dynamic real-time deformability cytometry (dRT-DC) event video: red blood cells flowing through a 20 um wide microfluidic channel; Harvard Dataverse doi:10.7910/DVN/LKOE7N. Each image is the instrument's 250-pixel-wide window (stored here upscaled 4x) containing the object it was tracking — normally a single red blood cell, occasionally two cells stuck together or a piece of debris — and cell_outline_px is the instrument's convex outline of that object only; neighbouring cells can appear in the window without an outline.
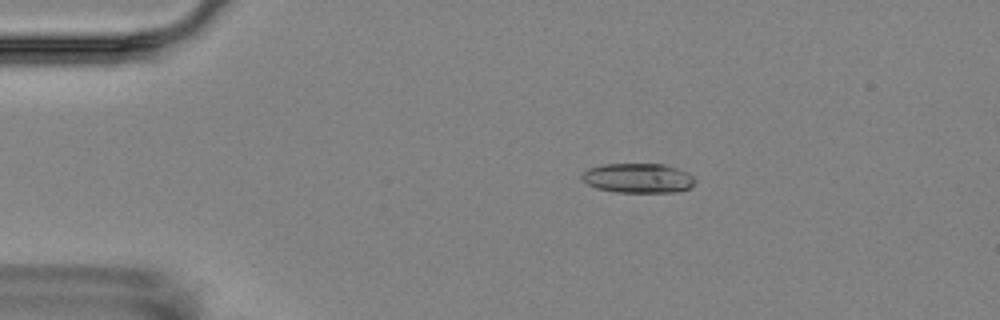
{"species": "Egyptian fruit bat (a non-hibernating species)", "species_latin": "Rousettus aegyptiacus", "temperature_condition": "room temperature", "stored_images_in_passage": 17, "segment_of_instrument_passage": [1, 2], "camera_frame_rate_fps": 3000, "um_per_image_px": 0.085, "animal": {"sex": "female"}, "frame": {"image": 1, "passage_image": 3, "time_ms": 2.333, "image_size_px": [1000, 320], "cell_outline_px": [[696, 180], [688, 188], [676, 192], [616, 192], [596, 188], [588, 184], [580, 176], [588, 168], [604, 164], [664, 164], [688, 172]], "centroid_in_image_um": [54.23, 15.14], "position_along_channel_um": 30.8, "area_um2": 19.42}}
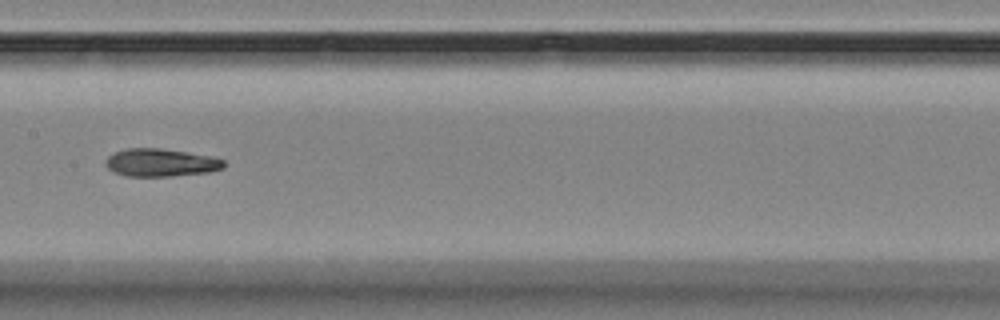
{"frame": {"image": 2, "passage_image": 8, "time_ms": 8.333, "image_size_px": [1000, 320], "cell_outline_px": [[224, 168], [208, 172], [172, 176], [128, 176], [116, 172], [108, 168], [104, 164], [108, 156], [116, 152], [128, 148], [160, 148], [212, 156], [224, 160]], "centroid_in_image_um": [13.68, 13.82], "position_along_channel_um": 193.7, "area_um2": 19.02}}
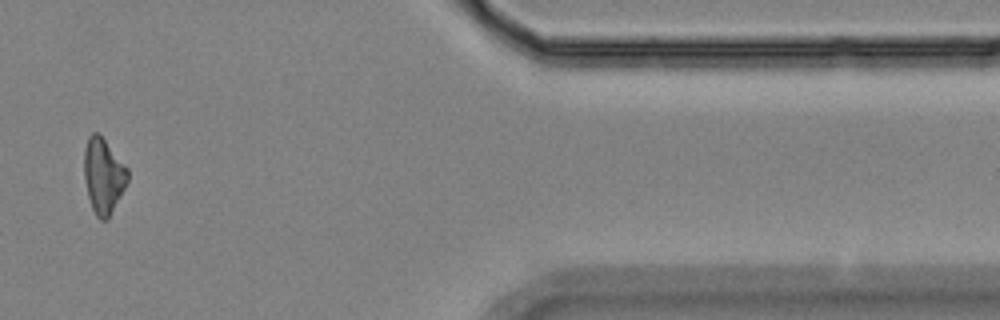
{"frame": {"image": 3, "passage_image": 14, "time_ms": 15.333, "image_size_px": [1000, 320], "cell_outline_px": [[128, 180], [108, 220], [100, 220], [96, 216], [92, 208], [88, 196], [84, 180], [84, 148], [88, 136], [92, 132], [96, 132], [104, 140], [128, 168]], "centroid_in_image_um": [8.77, 14.96], "position_along_channel_um": 402.6, "area_um2": 18.96}}